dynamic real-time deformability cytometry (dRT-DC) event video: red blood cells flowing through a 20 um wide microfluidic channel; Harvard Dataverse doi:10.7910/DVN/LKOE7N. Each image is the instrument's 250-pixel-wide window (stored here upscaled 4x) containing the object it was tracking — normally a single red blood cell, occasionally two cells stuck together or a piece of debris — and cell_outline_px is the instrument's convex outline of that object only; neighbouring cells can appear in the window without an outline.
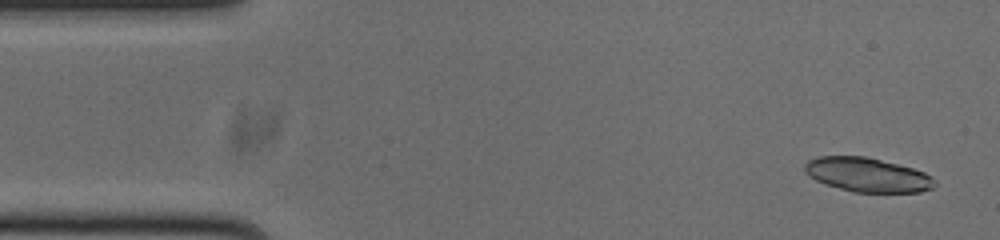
{"species": "common noctule bat (a hibernating species)", "species_latin": "Nyctalus noctula", "temperature_condition": "cold", "stored_images_in_passage": 52, "camera_frame_rate_fps": 3000, "um_per_image_px": 0.085, "animal": {"sex": "male", "body_mass_g": 20.0, "forearm_length_mm": 53.3}, "frame": {"image": 1, "passage_image": 2, "time_ms": 0.333, "image_size_px": [1000, 240], "cell_outline_px": [[936, 184], [932, 188], [920, 192], [852, 192], [824, 184], [808, 176], [804, 172], [804, 164], [808, 160], [820, 156], [864, 156], [912, 168], [924, 172], [932, 176], [936, 180]], "centroid_in_image_um": [73.71, 14.86], "position_along_channel_um": 11.3, "area_um2": 25.95}}
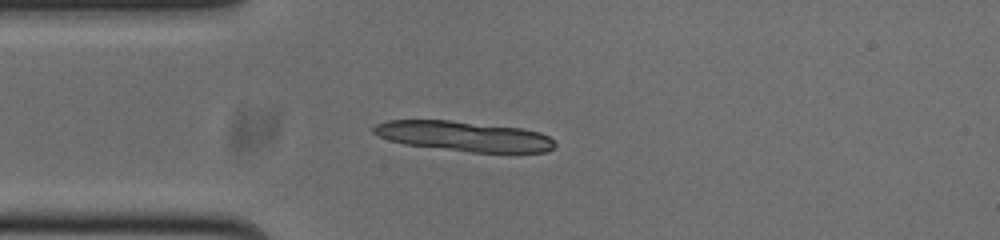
{"frame": {"image": 2, "passage_image": 12, "time_ms": 3.667, "image_size_px": [1000, 240], "cell_outline_px": [[556, 144], [548, 152], [472, 152], [404, 144], [388, 140], [372, 132], [372, 128], [376, 124], [388, 120], [448, 120], [524, 128], [540, 132], [548, 136]], "centroid_in_image_um": [39.43, 11.57], "position_along_channel_um": 45.6, "area_um2": 31.67}, "authors_computed_cell_mechanics": {"area_um2": 25.8366, "velocity_mm_per_s": 3.767, "shape_relaxation_time_tau1_ms": null, "shape_relaxation_time_tau2_ms": 2.1578, "deformation_change_tau1": null, "deformation_change_tau2": 0.0656}}